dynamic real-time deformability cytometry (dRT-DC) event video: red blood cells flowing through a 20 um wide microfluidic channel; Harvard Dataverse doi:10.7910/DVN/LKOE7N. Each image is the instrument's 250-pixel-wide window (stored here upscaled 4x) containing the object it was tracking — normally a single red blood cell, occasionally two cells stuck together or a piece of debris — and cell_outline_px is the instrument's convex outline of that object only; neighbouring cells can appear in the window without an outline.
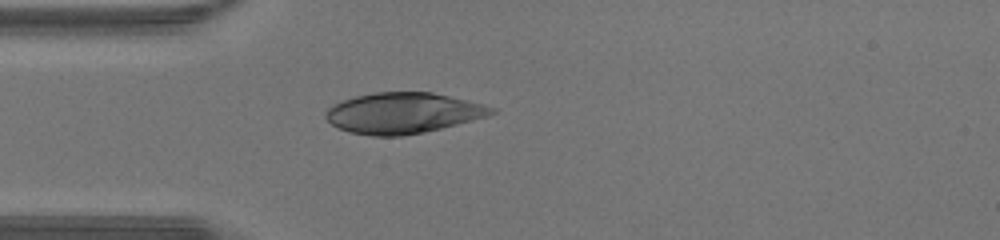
{"species": "human", "species_latin": "Homo sapiens", "temperature_condition": "warm", "stored_images_in_passage": 31, "camera_frame_rate_fps": 3000, "um_per_image_px": 0.085, "donor": {"sex": "male"}, "frame": {"image": 1, "passage_image": 1, "time_ms": 0.0, "image_size_px": [1000, 240], "cell_outline_px": [[496, 112], [488, 116], [424, 132], [400, 136], [372, 136], [348, 132], [332, 124], [324, 116], [324, 112], [332, 104], [356, 96], [376, 92], [432, 92], [496, 108]], "centroid_in_image_um": [34.21, 9.61], "position_along_channel_um": 50.8, "area_um2": 39.02}}
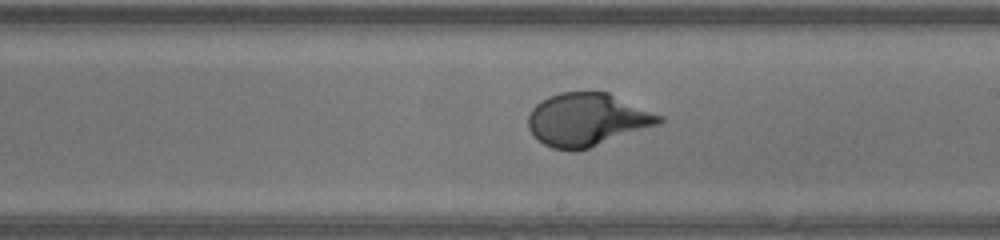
{"frame": {"image": 2, "passage_image": 13, "time_ms": 4.0, "image_size_px": [1000, 240], "cell_outline_px": [[664, 120], [660, 124], [588, 148], [552, 148], [544, 144], [528, 128], [528, 116], [532, 108], [540, 100], [548, 96], [560, 92], [608, 92], [664, 116]], "centroid_in_image_um": [49.93, 10.13], "position_along_channel_um": 239.1, "area_um2": 39.88}}
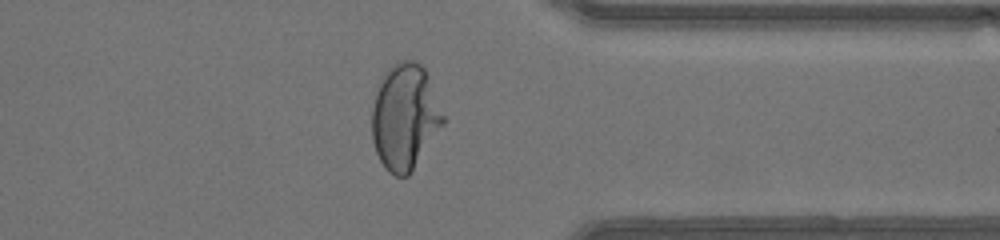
{"frame": {"image": 3, "passage_image": 22, "time_ms": 7.0, "image_size_px": [1000, 240], "cell_outline_px": [[448, 120], [408, 176], [396, 176], [388, 172], [380, 160], [376, 152], [372, 140], [372, 108], [376, 92], [380, 80], [388, 68], [392, 64], [400, 60], [416, 60], [424, 68]], "centroid_in_image_um": [34.44, 9.93], "position_along_channel_um": 377.0, "area_um2": 44.33}}